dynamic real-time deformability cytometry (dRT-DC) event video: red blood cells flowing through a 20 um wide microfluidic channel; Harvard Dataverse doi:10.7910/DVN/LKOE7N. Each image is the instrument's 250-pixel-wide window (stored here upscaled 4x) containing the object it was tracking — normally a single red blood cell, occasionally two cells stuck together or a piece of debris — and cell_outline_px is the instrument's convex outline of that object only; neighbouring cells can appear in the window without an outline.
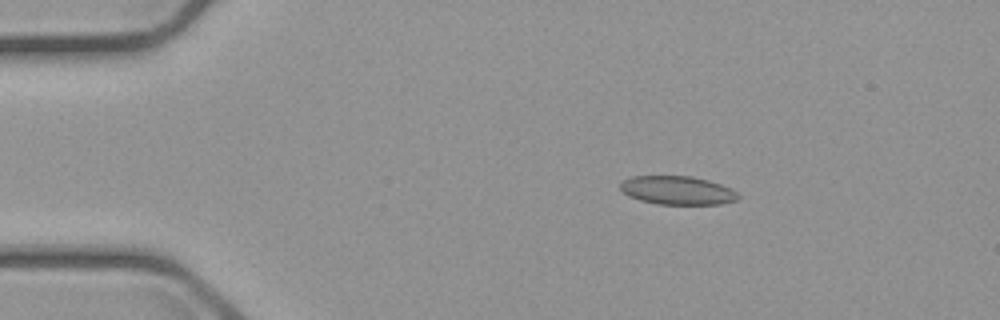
{"species": "common noctule bat (a hibernating species)", "species_latin": "Nyctalus noctula", "temperature_condition": "cold", "stored_images_in_passage": 5, "camera_frame_rate_fps": 3000, "um_per_image_px": 0.085, "animal": {"sex": "male", "body_mass_g": 23.1, "forearm_length_mm": 52.7}, "frame": {"image": 1, "passage_image": 2, "time_ms": 1.333, "image_size_px": [1000, 320], "cell_outline_px": [[740, 196], [736, 200], [720, 204], [656, 204], [640, 200], [628, 196], [620, 188], [620, 184], [624, 180], [632, 176], [692, 176], [708, 180], [732, 188]], "centroid_in_image_um": [57.58, 16.18], "position_along_channel_um": 27.4, "area_um2": 19.59}}